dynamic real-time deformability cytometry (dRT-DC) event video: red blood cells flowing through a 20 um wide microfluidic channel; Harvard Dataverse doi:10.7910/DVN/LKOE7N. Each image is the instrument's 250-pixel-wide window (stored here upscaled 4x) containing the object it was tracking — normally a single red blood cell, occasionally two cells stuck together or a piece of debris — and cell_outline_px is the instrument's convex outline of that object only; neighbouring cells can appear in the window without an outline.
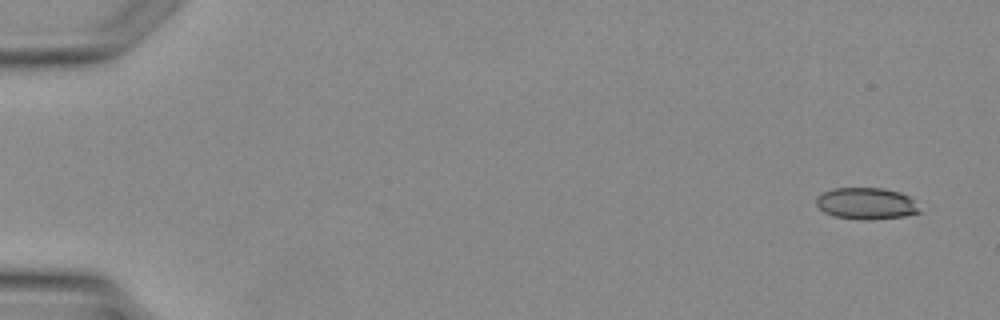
{"species": "Egyptian fruit bat (a non-hibernating species)", "species_latin": "Rousettus aegyptiacus", "temperature_condition": "warm", "stored_images_in_passage": 3, "camera_frame_rate_fps": 3000, "um_per_image_px": 0.085, "animal": {"sex": "female"}, "frame": {"image": 1, "passage_image": 1, "time_ms": 0.0, "image_size_px": [1000, 320], "cell_outline_px": [[920, 212], [904, 216], [832, 216], [824, 212], [816, 204], [816, 196], [832, 188], [884, 188], [900, 192], [908, 196], [912, 200]], "centroid_in_image_um": [73.57, 17.22], "position_along_channel_um": 11.4, "area_um2": 17.86}}
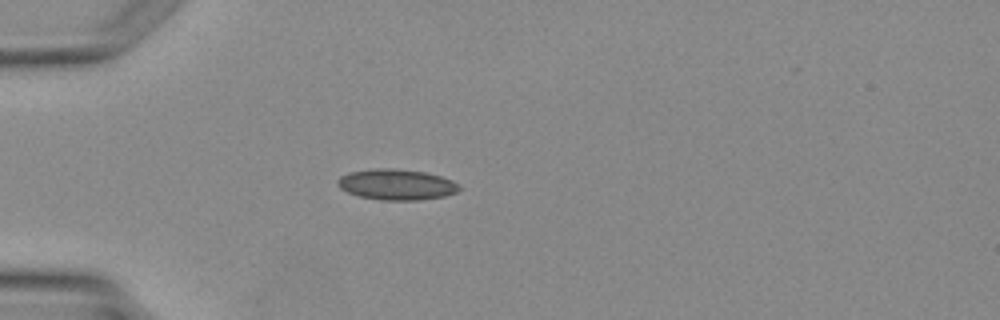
{"frame": {"image": 2, "passage_image": 3, "time_ms": 3.333, "image_size_px": [1000, 320], "cell_outline_px": [[460, 188], [456, 192], [444, 196], [420, 200], [380, 200], [360, 196], [348, 192], [340, 188], [336, 184], [336, 180], [340, 176], [348, 172], [372, 168], [392, 168], [424, 172], [440, 176], [452, 180], [460, 184]], "centroid_in_image_um": [33.68, 15.68], "position_along_channel_um": 51.3, "area_um2": 21.91}}